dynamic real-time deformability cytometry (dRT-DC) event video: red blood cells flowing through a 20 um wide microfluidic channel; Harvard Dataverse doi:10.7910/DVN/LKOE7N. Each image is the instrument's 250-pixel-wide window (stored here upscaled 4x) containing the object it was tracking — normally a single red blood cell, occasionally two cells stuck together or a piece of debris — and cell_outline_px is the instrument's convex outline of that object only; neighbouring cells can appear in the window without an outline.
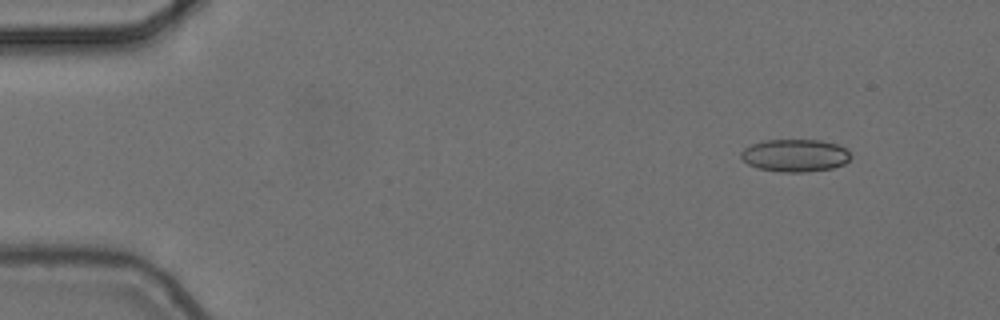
{"species": "common noctule bat (a hibernating species)", "species_latin": "Nyctalus noctula", "temperature_condition": "cold", "stored_images_in_passage": 5, "camera_frame_rate_fps": 3000, "um_per_image_px": 0.085, "animal": {"sex": "female", "body_mass_g": 24.6, "forearm_length_mm": 56.2}, "frame": {"image": 1, "passage_image": 2, "time_ms": 0.333, "image_size_px": [1000, 320], "cell_outline_px": [[852, 156], [844, 164], [832, 168], [804, 172], [780, 172], [760, 168], [748, 164], [740, 156], [740, 152], [744, 148], [752, 144], [764, 140], [820, 140], [836, 144], [844, 148]], "centroid_in_image_um": [67.57, 13.21], "position_along_channel_um": 17.4, "area_um2": 20.69}}
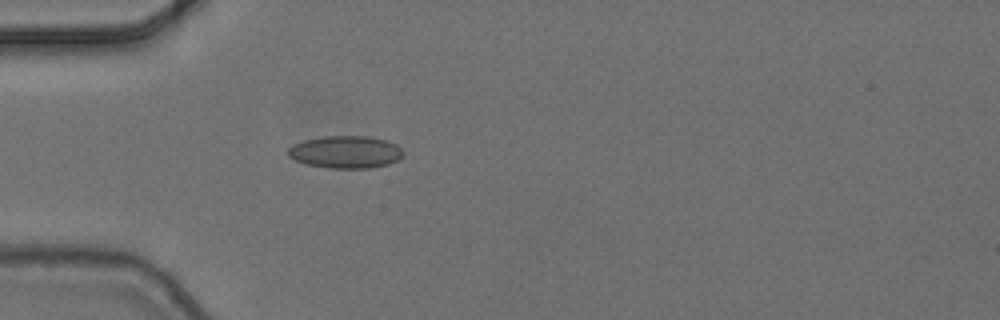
{"frame": {"image": 2, "passage_image": 5, "time_ms": 1.333, "image_size_px": [1000, 320], "cell_outline_px": [[404, 152], [396, 160], [388, 164], [368, 168], [332, 168], [308, 164], [296, 160], [288, 156], [288, 148], [292, 144], [304, 140], [324, 136], [368, 136], [384, 140], [396, 144]], "centroid_in_image_um": [29.35, 12.91], "position_along_channel_um": 55.7, "area_um2": 21.5}}